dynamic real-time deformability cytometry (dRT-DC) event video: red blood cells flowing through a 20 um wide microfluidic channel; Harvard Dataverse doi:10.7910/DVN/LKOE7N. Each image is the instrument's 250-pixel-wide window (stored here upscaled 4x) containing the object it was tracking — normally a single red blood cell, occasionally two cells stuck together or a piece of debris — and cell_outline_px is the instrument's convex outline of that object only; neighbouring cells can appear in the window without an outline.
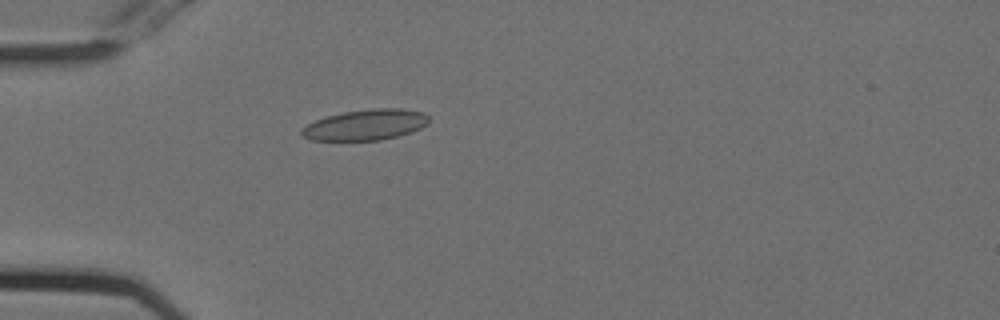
{"species": "Egyptian fruit bat (a non-hibernating species)", "species_latin": "Rousettus aegyptiacus", "temperature_condition": "cold", "stored_images_in_passage": 52, "camera_frame_rate_fps": 3000, "um_per_image_px": 0.085, "animal": {"sex": "female"}, "frame": {"image": 1, "passage_image": 14, "time_ms": 4.333, "image_size_px": [1000, 320], "cell_outline_px": [[428, 124], [420, 128], [396, 136], [380, 140], [308, 140], [300, 136], [300, 128], [316, 120], [328, 116], [344, 112], [376, 108], [400, 108], [424, 112], [428, 116]], "centroid_in_image_um": [31.04, 10.61], "position_along_channel_um": 54.0, "area_um2": 22.66}}
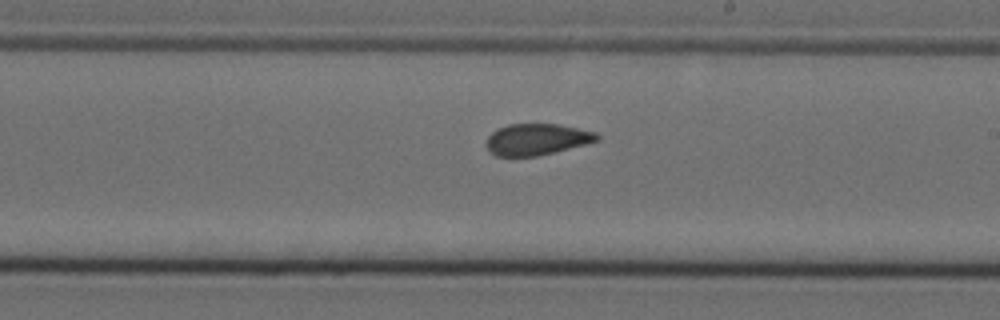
{"frame": {"image": 2, "passage_image": 30, "time_ms": 9.667, "image_size_px": [1000, 320], "cell_outline_px": [[600, 140], [536, 156], [496, 156], [488, 152], [484, 144], [488, 136], [496, 128], [508, 124], [556, 124], [596, 132], [600, 136]], "centroid_in_image_um": [45.55, 11.84], "position_along_channel_um": 243.4, "area_um2": 20.23}}
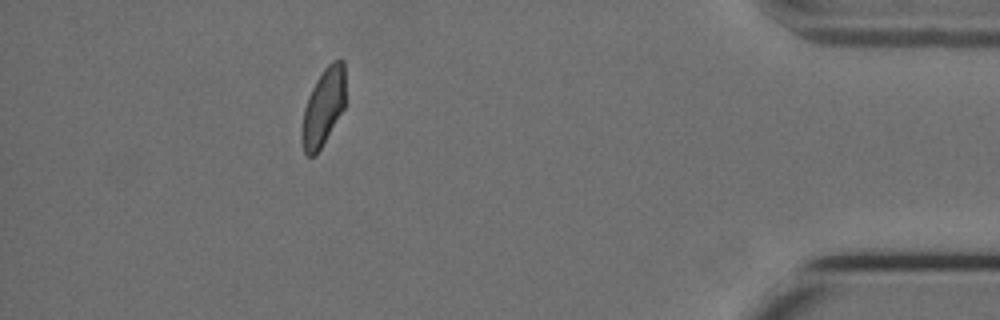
{"frame": {"image": 3, "passage_image": 47, "time_ms": 15.333, "image_size_px": [1000, 320], "cell_outline_px": [[344, 108], [316, 156], [308, 156], [304, 152], [300, 140], [300, 128], [304, 108], [308, 96], [316, 80], [324, 68], [332, 60], [344, 60]], "centroid_in_image_um": [27.44, 9.14], "position_along_channel_um": 407.8, "area_um2": 19.77}, "authors_computed_cell_mechanics": {"area_um2": 21.1837, "velocity_mm_per_s": 3.7337, "shape_relaxation_time_tau1_ms": null, "shape_relaxation_time_tau2_ms": 1.6979, "deformation_change_tau1": null, "deformation_change_tau2": 0.056}}